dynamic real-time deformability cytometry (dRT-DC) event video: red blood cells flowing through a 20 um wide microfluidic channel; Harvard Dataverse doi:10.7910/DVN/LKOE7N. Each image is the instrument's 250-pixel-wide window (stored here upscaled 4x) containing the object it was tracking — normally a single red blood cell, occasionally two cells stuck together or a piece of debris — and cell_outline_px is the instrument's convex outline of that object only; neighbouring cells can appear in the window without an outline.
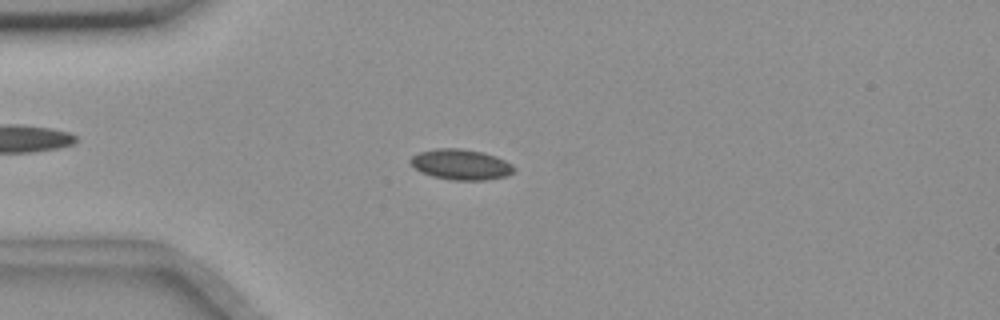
{"species": "common noctule bat (a hibernating species)", "species_latin": "Nyctalus noctula", "temperature_condition": "room temperature", "stored_images_in_passage": 55, "camera_frame_rate_fps": 3000, "um_per_image_px": 0.085, "animal": {"sex": "female", "body_mass_g": 18.4}, "frame": {"image": 1, "passage_image": 14, "time_ms": 4.333, "image_size_px": [1000, 320], "cell_outline_px": [[516, 168], [508, 176], [484, 180], [452, 180], [432, 176], [420, 172], [408, 160], [412, 156], [420, 152], [436, 148], [460, 148], [484, 152], [496, 156], [512, 164]], "centroid_in_image_um": [39.19, 13.98], "position_along_channel_um": 45.8, "area_um2": 18.5}}
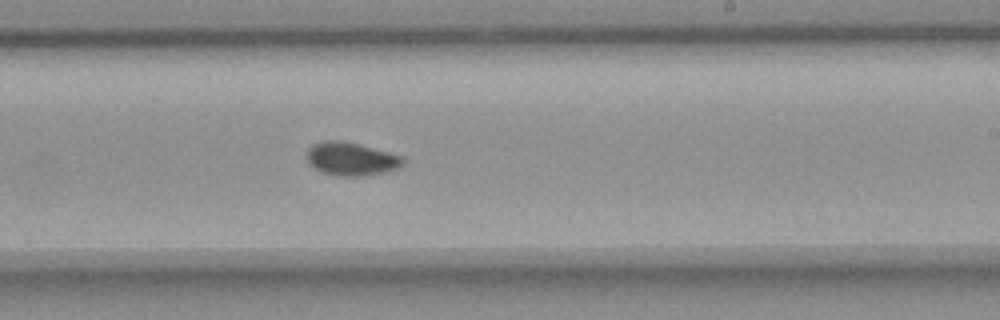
{"frame": {"image": 2, "passage_image": 33, "time_ms": 10.667, "image_size_px": [1000, 320], "cell_outline_px": [[404, 164], [388, 172], [360, 176], [336, 176], [320, 172], [308, 164], [308, 148], [312, 144], [324, 140], [340, 140], [360, 144], [388, 152], [400, 156], [404, 160]], "centroid_in_image_um": [29.81, 13.51], "position_along_channel_um": 259.2, "area_um2": 18.73}}
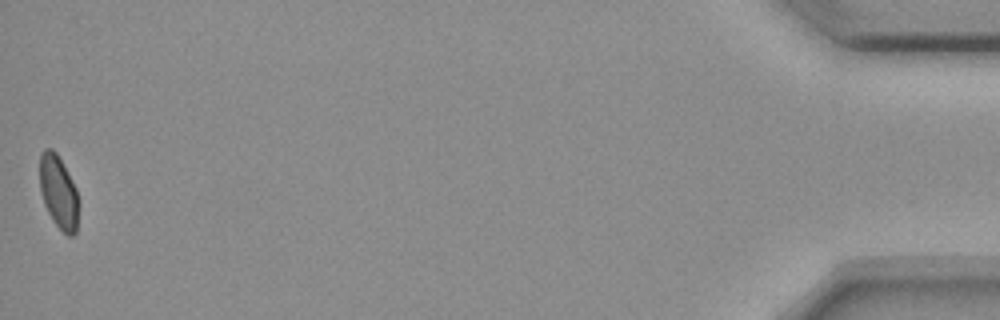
{"frame": {"image": 3, "passage_image": 55, "time_ms": 18.0, "image_size_px": [1000, 320], "cell_outline_px": [[80, 204], [76, 232], [72, 236], [68, 236], [52, 220], [44, 204], [40, 188], [40, 152], [44, 148], [52, 148], [56, 152], [76, 188]], "centroid_in_image_um": [4.99, 16.33], "position_along_channel_um": 430.2, "area_um2": 16.7}, "authors_computed_cell_mechanics": {"area_um2": 17.6868, "velocity_mm_per_s": 3.651, "shape_relaxation_time_tau1_ms": null, "shape_relaxation_time_tau2_ms": 1.7552, "deformation_change_tau1": null, "deformation_change_tau2": 0.0358}}